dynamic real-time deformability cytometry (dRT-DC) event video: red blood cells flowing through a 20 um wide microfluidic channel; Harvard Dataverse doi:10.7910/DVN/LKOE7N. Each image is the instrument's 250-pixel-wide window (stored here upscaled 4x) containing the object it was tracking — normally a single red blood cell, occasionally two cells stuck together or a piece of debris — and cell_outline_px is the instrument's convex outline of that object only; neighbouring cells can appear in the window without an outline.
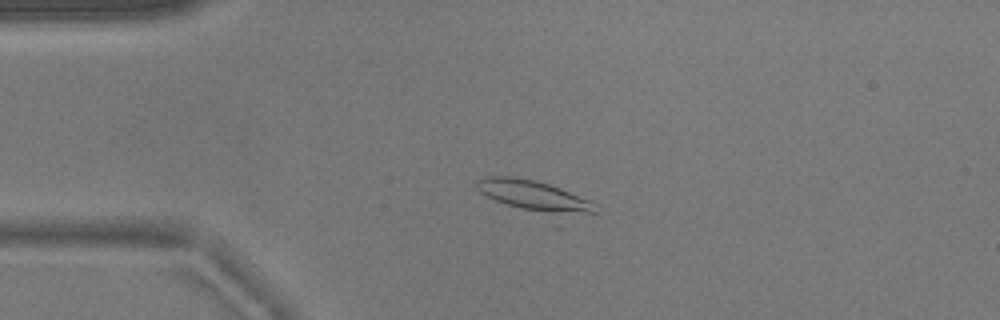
{"species": "common noctule bat (a hibernating species)", "species_latin": "Nyctalus noctula", "temperature_condition": "warm", "stored_images_in_passage": 53, "camera_frame_rate_fps": 3000, "um_per_image_px": 0.085, "animal": {"sex": "male", "body_mass_g": 17.9}, "frame": {"image": 1, "passage_image": 12, "time_ms": 3.667, "image_size_px": [1000, 320], "cell_outline_px": [[600, 212], [556, 212], [520, 208], [496, 200], [480, 192], [476, 188], [476, 180], [484, 176], [512, 176], [536, 180], [560, 188], [588, 200], [596, 204]], "centroid_in_image_um": [45.3, 16.56], "position_along_channel_um": 39.7, "area_um2": 19.94}}
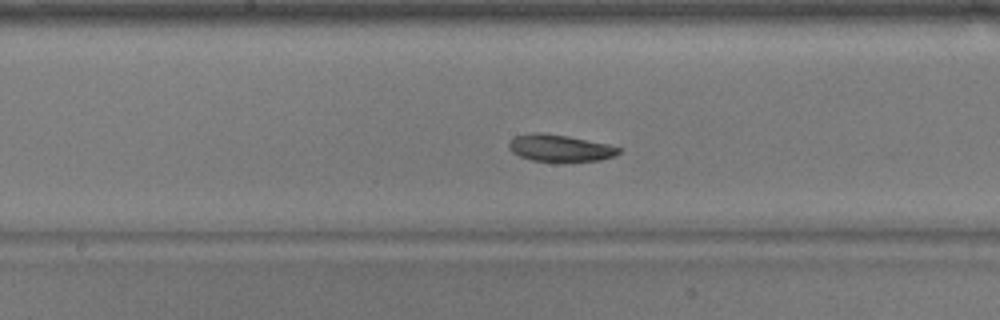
{"frame": {"image": 2, "passage_image": 27, "time_ms": 8.667, "image_size_px": [1000, 320], "cell_outline_px": [[624, 148], [620, 152], [612, 156], [600, 160], [532, 160], [520, 156], [512, 152], [508, 148], [508, 144], [516, 136], [532, 132], [544, 132], [568, 136], [608, 144]], "centroid_in_image_um": [47.59, 12.55], "position_along_channel_um": 200.6, "area_um2": 16.88}}
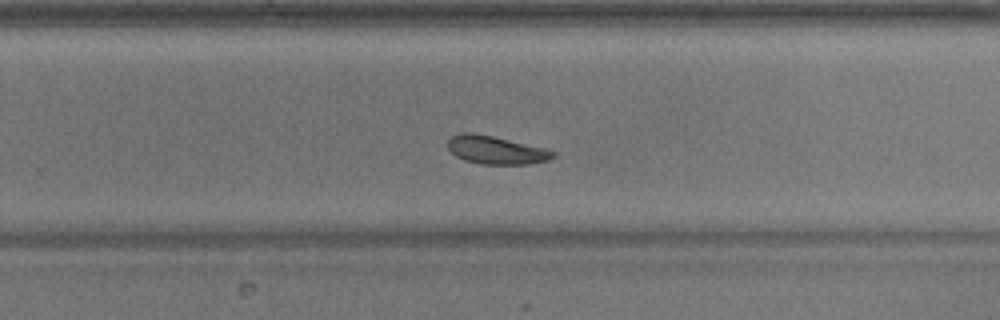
{"frame": {"image": 3, "passage_image": 34, "time_ms": 11.0, "image_size_px": [1000, 320], "cell_outline_px": [[556, 156], [548, 160], [528, 164], [480, 164], [464, 160], [456, 156], [448, 148], [448, 140], [452, 136], [460, 132], [472, 132], [492, 136], [544, 148], [556, 152]], "centroid_in_image_um": [42.14, 12.75], "position_along_channel_um": 287.7, "area_um2": 17.17}}